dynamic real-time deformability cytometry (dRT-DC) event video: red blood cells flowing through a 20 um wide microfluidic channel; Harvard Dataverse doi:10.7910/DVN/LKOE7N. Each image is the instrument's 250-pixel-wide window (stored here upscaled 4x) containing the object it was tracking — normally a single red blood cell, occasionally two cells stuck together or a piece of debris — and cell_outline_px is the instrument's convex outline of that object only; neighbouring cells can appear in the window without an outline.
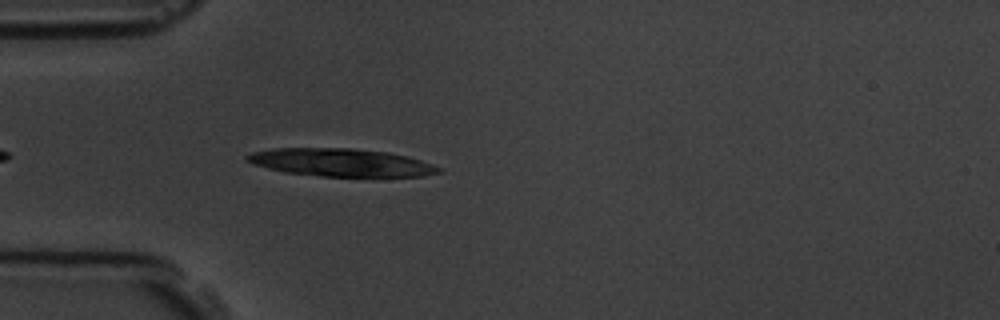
{"species": "common noctule bat (a hibernating species)", "species_latin": "Nyctalus noctula", "temperature_condition": "room temperature", "stored_images_in_passage": 5, "camera_frame_rate_fps": 3000, "um_per_image_px": 0.085, "animal": {"sex": "male", "body_mass_g": 19.5, "forearm_length_mm": 54.6}, "frame": {"image": 1, "passage_image": 5, "time_ms": 4.667, "image_size_px": [1000, 320], "cell_outline_px": [[444, 172], [424, 176], [320, 176], [284, 172], [252, 164], [244, 160], [244, 156], [252, 152], [272, 148], [352, 148], [388, 152], [408, 156], [444, 168]], "centroid_in_image_um": [28.99, 13.81], "position_along_channel_um": 56.0, "area_um2": 31.33}}